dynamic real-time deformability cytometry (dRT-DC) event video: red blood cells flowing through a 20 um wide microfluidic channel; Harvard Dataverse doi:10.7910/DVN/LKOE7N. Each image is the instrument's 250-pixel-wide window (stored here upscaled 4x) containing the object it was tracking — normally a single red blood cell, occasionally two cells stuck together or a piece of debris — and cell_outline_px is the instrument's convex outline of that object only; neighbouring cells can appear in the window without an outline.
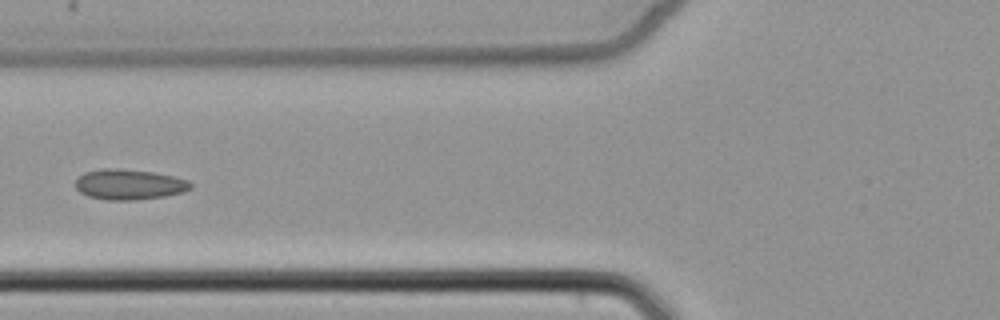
{"species": "common noctule bat (a hibernating species)", "species_latin": "Nyctalus noctula", "temperature_condition": "cold", "stored_images_in_passage": 6, "camera_frame_rate_fps": 3000, "um_per_image_px": 0.085, "animal": {"sex": "female", "body_mass_g": 22.7, "forearm_length_mm": 54.2}, "frame": {"image": 1, "passage_image": 6, "time_ms": 6.667, "image_size_px": [1000, 320], "cell_outline_px": [[192, 188], [184, 192], [164, 196], [136, 200], [108, 200], [88, 196], [80, 192], [76, 188], [76, 180], [84, 172], [104, 168], [116, 168], [152, 172], [172, 176], [188, 180], [192, 184]], "centroid_in_image_um": [10.98, 15.68], "position_along_channel_um": 114.8, "area_um2": 20.35}}